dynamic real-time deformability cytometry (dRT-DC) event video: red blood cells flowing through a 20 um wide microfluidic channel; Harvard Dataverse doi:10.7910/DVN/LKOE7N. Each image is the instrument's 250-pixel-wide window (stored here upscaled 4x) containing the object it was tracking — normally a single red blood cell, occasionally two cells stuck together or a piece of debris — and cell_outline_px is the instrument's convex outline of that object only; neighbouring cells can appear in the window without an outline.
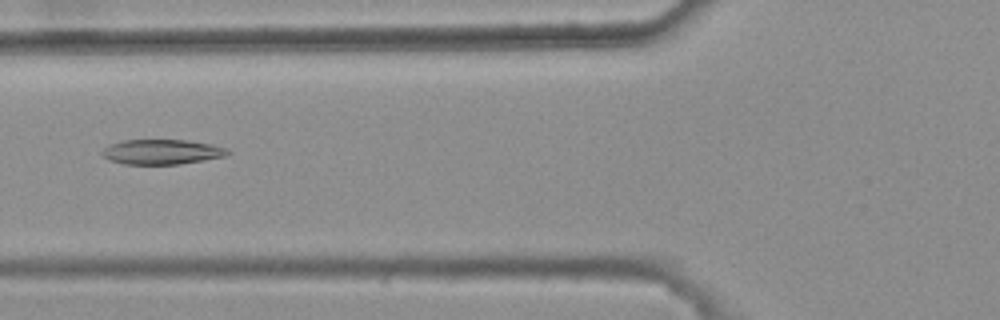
{"species": "common noctule bat (a hibernating species)", "species_latin": "Nyctalus noctula", "temperature_condition": "warm", "stored_images_in_passage": 5, "camera_frame_rate_fps": 3000, "um_per_image_px": 0.085, "animal": {"sex": "female", "body_mass_g": 25.1}, "frame": {"image": 1, "passage_image": 5, "time_ms": 1.333, "image_size_px": [1000, 320], "cell_outline_px": [[232, 152], [228, 156], [180, 164], [124, 164], [108, 160], [100, 152], [104, 148], [112, 144], [124, 140], [188, 140], [212, 144], [224, 148]], "centroid_in_image_um": [13.78, 12.91], "position_along_channel_um": 112.0, "area_um2": 18.26}}